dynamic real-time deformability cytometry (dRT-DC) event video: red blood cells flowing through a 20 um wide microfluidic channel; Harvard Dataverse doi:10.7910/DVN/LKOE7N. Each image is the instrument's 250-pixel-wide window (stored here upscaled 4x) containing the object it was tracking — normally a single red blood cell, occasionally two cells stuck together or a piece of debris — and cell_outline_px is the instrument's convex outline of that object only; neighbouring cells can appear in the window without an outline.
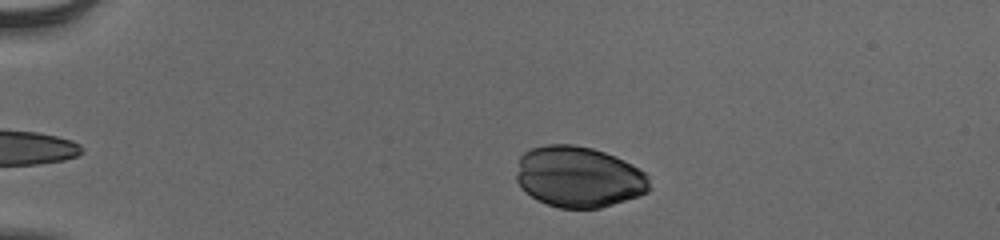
{"species": "human", "species_latin": "Homo sapiens", "temperature_condition": "cold", "stored_images_in_passage": 39, "camera_frame_rate_fps": 3000, "um_per_image_px": 0.085, "donor": {"sex": "male"}, "frame": {"image": 1, "passage_image": 5, "time_ms": 1.333, "image_size_px": [1000, 240], "cell_outline_px": [[652, 188], [648, 192], [640, 196], [600, 208], [560, 208], [548, 204], [532, 196], [520, 188], [516, 180], [516, 176], [520, 156], [524, 152], [532, 148], [548, 144], [572, 144], [592, 148], [604, 152], [624, 160], [632, 164], [644, 172], [648, 176]], "centroid_in_image_um": [49.21, 15.04], "position_along_channel_um": 35.8, "area_um2": 47.51}}
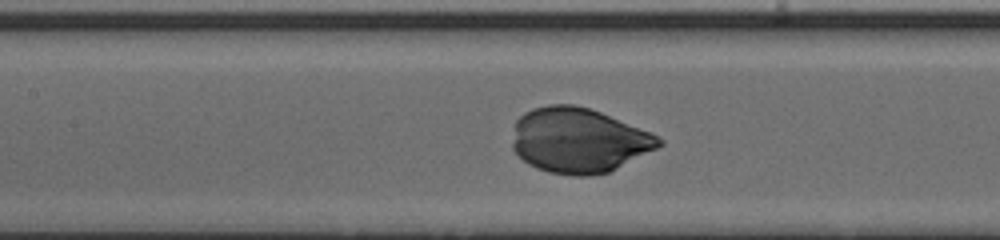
{"frame": {"image": 2, "passage_image": 20, "time_ms": 6.333, "image_size_px": [1000, 240], "cell_outline_px": [[664, 144], [608, 172], [592, 176], [572, 176], [548, 172], [536, 168], [528, 164], [512, 148], [512, 144], [516, 120], [524, 112], [532, 108], [548, 104], [572, 104], [588, 108], [600, 112], [652, 132], [660, 136], [664, 140]], "centroid_in_image_um": [49.18, 11.93], "position_along_channel_um": 158.2, "area_um2": 55.49}}
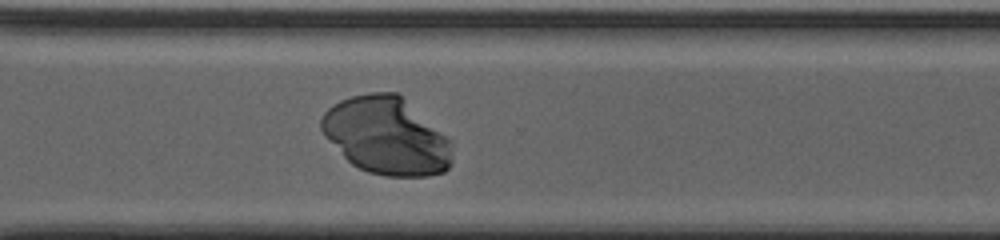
{"frame": {"image": 3, "passage_image": 34, "time_ms": 11.0, "image_size_px": [1000, 240], "cell_outline_px": [[452, 164], [444, 172], [428, 176], [388, 176], [368, 172], [352, 164], [324, 136], [320, 128], [320, 120], [324, 112], [332, 104], [340, 100], [352, 96], [372, 92], [396, 92], [452, 140]], "centroid_in_image_um": [32.86, 11.55], "position_along_channel_um": 337.7, "area_um2": 58.96}}